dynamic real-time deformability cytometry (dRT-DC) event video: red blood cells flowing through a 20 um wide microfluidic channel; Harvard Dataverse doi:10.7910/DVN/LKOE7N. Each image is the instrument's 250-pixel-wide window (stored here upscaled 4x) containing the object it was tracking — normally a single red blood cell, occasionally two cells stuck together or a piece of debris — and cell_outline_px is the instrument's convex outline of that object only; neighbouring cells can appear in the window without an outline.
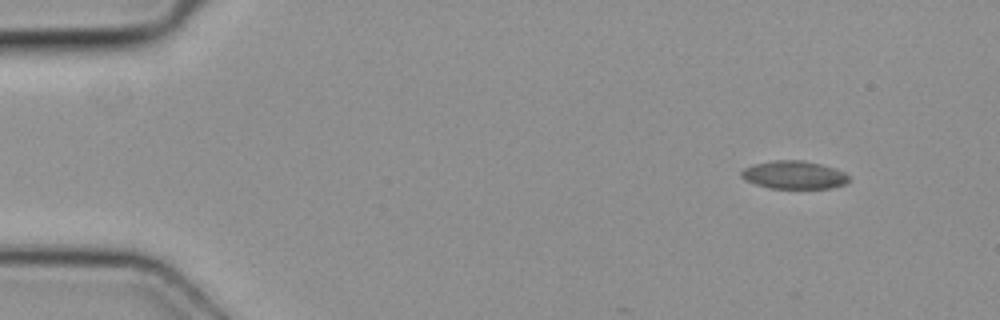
{"species": "common noctule bat (a hibernating species)", "species_latin": "Nyctalus noctula", "temperature_condition": "cold", "stored_images_in_passage": 4, "camera_frame_rate_fps": 3000, "um_per_image_px": 0.085, "animal": {"sex": "female", "body_mass_g": 19.3, "forearm_length_mm": 54.1}, "frame": {"image": 1, "passage_image": 1, "time_ms": 0.0, "image_size_px": [1000, 320], "cell_outline_px": [[848, 184], [832, 188], [768, 188], [744, 180], [740, 176], [740, 172], [744, 168], [756, 164], [772, 160], [804, 160], [820, 164], [844, 172], [848, 176]], "centroid_in_image_um": [67.48, 14.87], "position_along_channel_um": 17.5, "area_um2": 17.57}}